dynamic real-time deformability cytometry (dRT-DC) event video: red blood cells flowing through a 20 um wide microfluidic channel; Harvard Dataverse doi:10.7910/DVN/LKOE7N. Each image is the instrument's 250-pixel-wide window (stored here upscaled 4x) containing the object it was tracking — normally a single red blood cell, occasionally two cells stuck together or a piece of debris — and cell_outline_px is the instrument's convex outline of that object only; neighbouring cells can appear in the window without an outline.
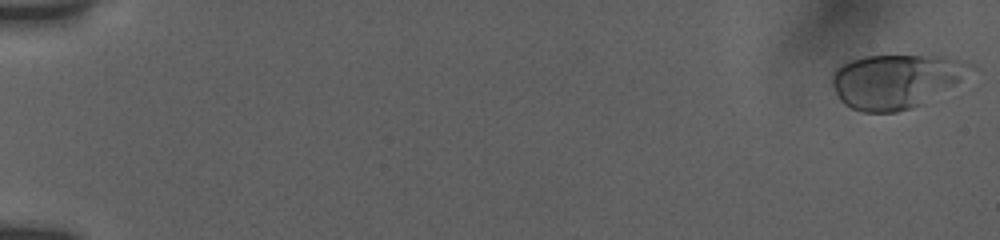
{"species": "human", "species_latin": "Homo sapiens", "temperature_condition": "room temperature", "stored_images_in_passage": 27, "camera_frame_rate_fps": 3000, "um_per_image_px": 0.085, "donor": {"sex": "female"}, "frame": {"image": 1, "passage_image": 1, "time_ms": 0.0, "image_size_px": [1000, 240], "cell_outline_px": [[968, 64], [960, 80], [920, 104], [912, 108], [896, 112], [860, 112], [844, 104], [840, 100], [832, 84], [832, 72], [840, 64], [848, 60], [864, 56], [944, 56], [960, 60]], "centroid_in_image_um": [75.99, 6.89], "position_along_channel_um": 9.0, "area_um2": 42.6}}